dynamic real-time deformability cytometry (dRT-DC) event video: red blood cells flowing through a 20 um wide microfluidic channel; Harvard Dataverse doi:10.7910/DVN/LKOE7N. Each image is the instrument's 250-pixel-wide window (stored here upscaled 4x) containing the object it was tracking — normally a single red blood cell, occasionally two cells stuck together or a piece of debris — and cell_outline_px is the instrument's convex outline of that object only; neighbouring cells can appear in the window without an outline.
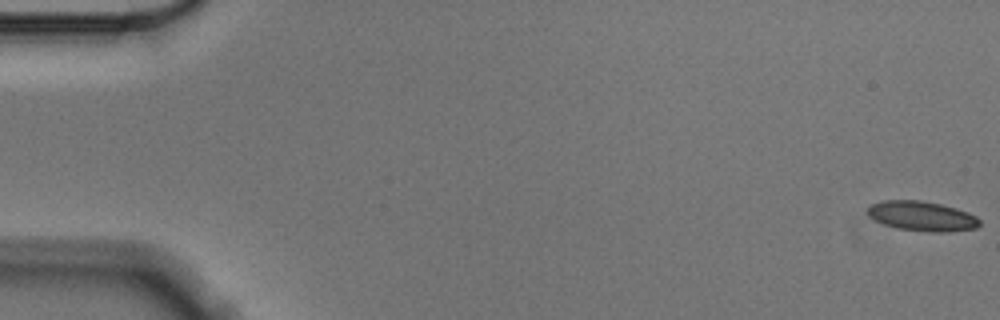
{"species": "Egyptian fruit bat (a non-hibernating species)", "species_latin": "Rousettus aegyptiacus", "temperature_condition": "cold", "stored_images_in_passage": 57, "camera_frame_rate_fps": 3000, "um_per_image_px": 0.085, "animal": {"sex": "male"}, "frame": {"image": 1, "passage_image": 1, "time_ms": 0.0, "image_size_px": [1000, 320], "cell_outline_px": [[980, 224], [976, 228], [948, 232], [928, 232], [896, 228], [884, 224], [868, 216], [868, 208], [872, 204], [880, 200], [920, 200], [940, 204], [956, 208], [968, 212], [976, 216], [980, 220]], "centroid_in_image_um": [78.37, 18.37], "position_along_channel_um": 6.6, "area_um2": 19.48}}
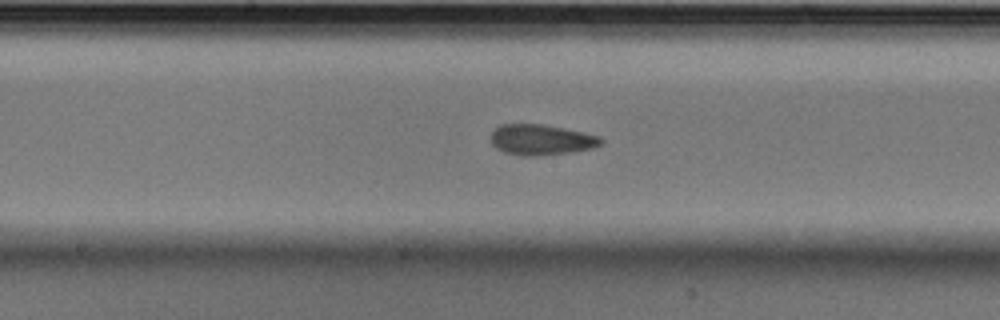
{"frame": {"image": 2, "passage_image": 30, "time_ms": 9.667, "image_size_px": [1000, 320], "cell_outline_px": [[604, 140], [600, 144], [592, 148], [572, 152], [532, 156], [524, 156], [504, 152], [496, 148], [492, 144], [492, 132], [500, 124], [544, 124], [584, 132], [600, 136]], "centroid_in_image_um": [46.01, 11.87], "position_along_channel_um": 202.2, "area_um2": 19.59}}
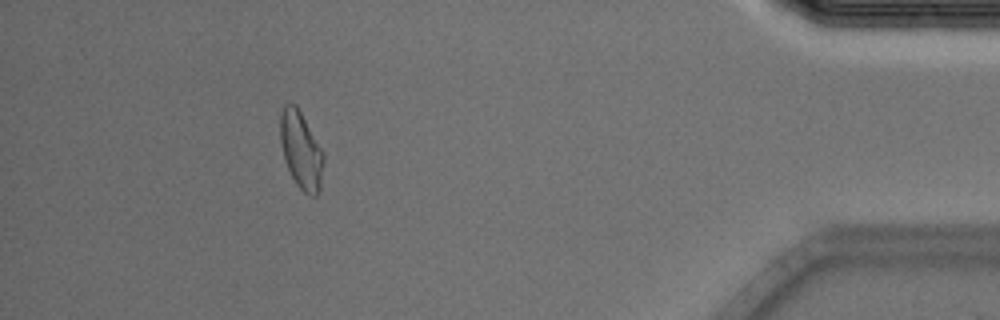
{"frame": {"image": 3, "passage_image": 52, "time_ms": 17.0, "image_size_px": [1000, 320], "cell_outline_px": [[324, 160], [320, 188], [316, 196], [308, 196], [296, 184], [288, 168], [284, 156], [280, 140], [280, 116], [284, 104], [296, 104], [324, 152]], "centroid_in_image_um": [25.6, 12.77], "position_along_channel_um": 409.6, "area_um2": 19.42}, "authors_computed_cell_mechanics": {"area_um2": 19.4208, "velocity_mm_per_s": 3.5429, "shape_relaxation_time_tau1_ms": 7.0801, "shape_relaxation_time_tau2_ms": 2.3693, "deformation_change_tau1": 0.1214, "deformation_change_tau2": 0.0831}}